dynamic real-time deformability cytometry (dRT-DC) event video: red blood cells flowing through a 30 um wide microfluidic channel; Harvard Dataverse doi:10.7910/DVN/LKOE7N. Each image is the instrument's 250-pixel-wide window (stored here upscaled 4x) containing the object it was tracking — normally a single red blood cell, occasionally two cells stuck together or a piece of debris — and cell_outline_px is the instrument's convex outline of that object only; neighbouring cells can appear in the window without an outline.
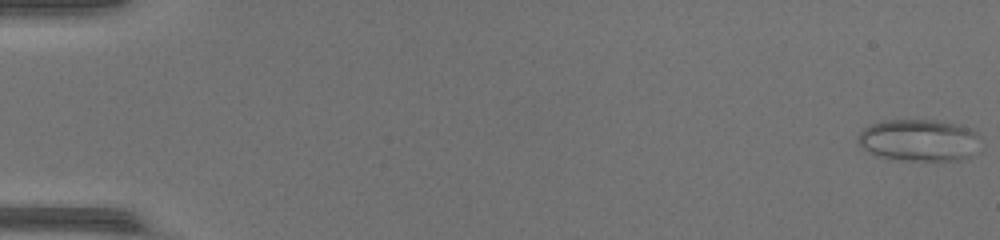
{"species": "common noctule bat (a hibernating species)", "species_latin": "Nyctalus noctula", "temperature_condition": "warm", "stored_images_in_passage": 48, "camera_frame_rate_fps": 3000, "um_per_image_px": 0.085, "animal": {"sex": "female", "body_mass_g": 17.0, "forearm_length_mm": 48.0}, "frame": {"image": 1, "passage_image": 1, "time_ms": 0.0, "image_size_px": [1000, 240], "cell_outline_px": [[980, 136], [968, 156], [956, 160], [912, 160], [880, 156], [864, 148], [860, 144], [860, 132], [864, 128], [872, 124], [884, 120], [936, 120], [960, 124], [976, 132]], "centroid_in_image_um": [78.11, 11.88], "position_along_channel_um": 6.9, "area_um2": 29.02}}
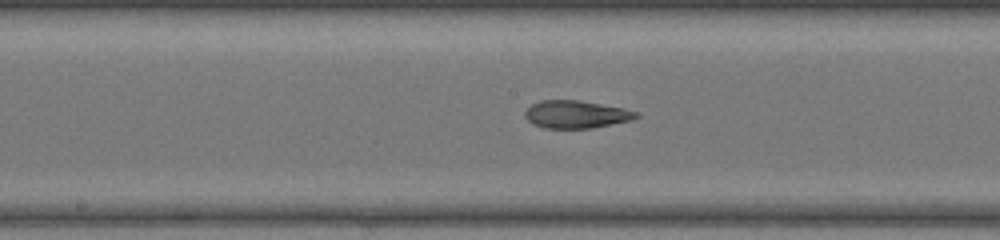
{"frame": {"image": 2, "passage_image": 26, "time_ms": 8.333, "image_size_px": [1000, 240], "cell_outline_px": [[640, 116], [632, 120], [592, 128], [544, 128], [532, 124], [524, 116], [524, 112], [532, 104], [540, 100], [576, 100], [624, 108], [640, 112]], "centroid_in_image_um": [48.98, 9.72], "position_along_channel_um": 199.2, "area_um2": 17.98}}
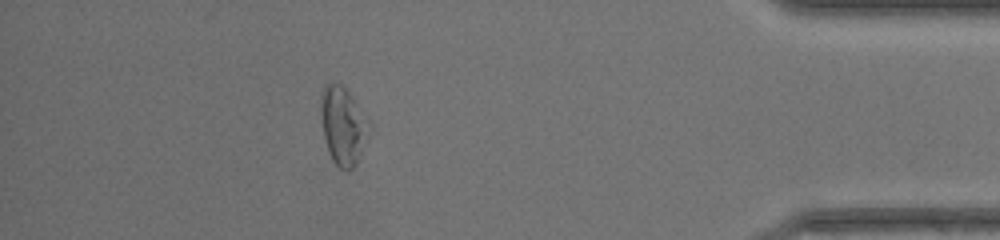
{"frame": {"image": 3, "passage_image": 43, "time_ms": 14.0, "image_size_px": [1000, 240], "cell_outline_px": [[372, 128], [356, 164], [348, 172], [340, 168], [332, 160], [328, 152], [324, 140], [320, 112], [320, 92], [324, 84], [340, 84], [352, 96], [372, 124]], "centroid_in_image_um": [29.16, 10.69], "position_along_channel_um": 406.0, "area_um2": 22.31}, "authors_computed_cell_mechanics": {"area_um2": 20.8947, "velocity_mm_per_s": 4.4259, "shape_relaxation_time_tau1_ms": null, "shape_relaxation_time_tau2_ms": 1.4127, "deformation_change_tau1": null, "deformation_change_tau2": 0.0878}}